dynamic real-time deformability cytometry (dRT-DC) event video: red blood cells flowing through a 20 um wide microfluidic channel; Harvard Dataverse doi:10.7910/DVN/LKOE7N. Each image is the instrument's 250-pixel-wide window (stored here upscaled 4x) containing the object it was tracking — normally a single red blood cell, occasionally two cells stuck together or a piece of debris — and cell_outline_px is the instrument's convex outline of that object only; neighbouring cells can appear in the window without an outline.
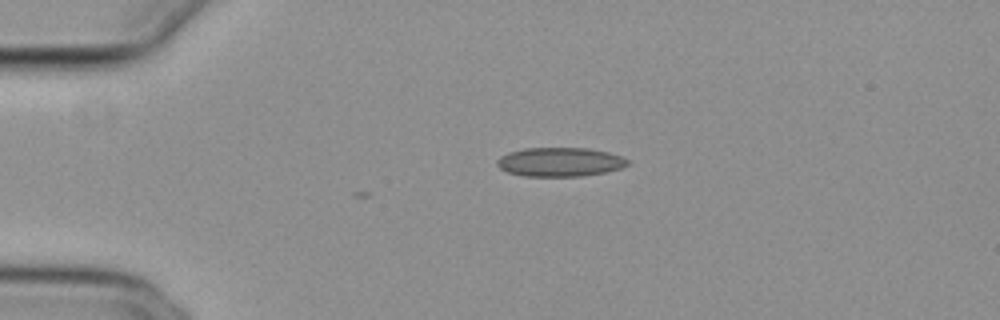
{"species": "common noctule bat (a hibernating species)", "species_latin": "Nyctalus noctula", "temperature_condition": "cold", "stored_images_in_passage": 2, "camera_frame_rate_fps": 3000, "um_per_image_px": 0.085, "animal": {"sex": "female", "body_mass_g": 29.2, "forearm_length_mm": 56.3}, "frame": {"image": 1, "passage_image": 1, "time_ms": 0.0, "image_size_px": [1000, 320], "cell_outline_px": [[628, 164], [620, 168], [604, 172], [580, 176], [524, 176], [508, 172], [500, 168], [496, 164], [496, 160], [500, 156], [508, 152], [524, 148], [588, 148], [608, 152], [620, 156], [628, 160]], "centroid_in_image_um": [47.55, 13.76], "position_along_channel_um": 37.5, "area_um2": 21.96}}